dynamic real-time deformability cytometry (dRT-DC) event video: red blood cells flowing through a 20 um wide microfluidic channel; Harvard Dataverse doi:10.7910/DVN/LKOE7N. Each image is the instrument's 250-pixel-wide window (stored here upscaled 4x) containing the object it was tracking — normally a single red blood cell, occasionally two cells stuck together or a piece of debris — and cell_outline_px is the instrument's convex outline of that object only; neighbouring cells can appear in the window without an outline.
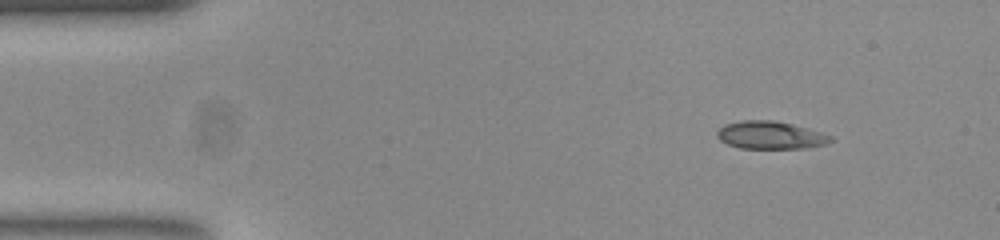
{"species": "common noctule bat (a hibernating species)", "species_latin": "Nyctalus noctula", "temperature_condition": "room temperature", "stored_images_in_passage": 41, "camera_frame_rate_fps": 3000, "um_per_image_px": 0.085, "animal": {"sex": "female", "body_mass_g": 23.0, "forearm_length_mm": 53.4}, "frame": {"image": 1, "passage_image": 1, "time_ms": 0.0, "image_size_px": [1000, 240], "cell_outline_px": [[832, 140], [824, 144], [808, 148], [740, 148], [728, 144], [720, 140], [716, 136], [716, 132], [724, 124], [740, 120], [772, 120], [792, 124], [820, 132], [832, 136]], "centroid_in_image_um": [65.44, 11.48], "position_along_channel_um": 19.6, "area_um2": 18.26}}
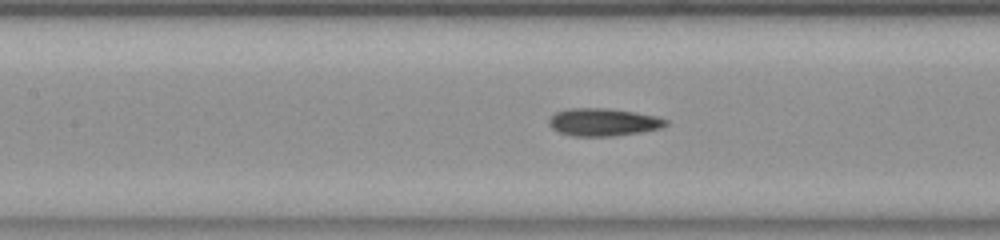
{"frame": {"image": 2, "passage_image": 18, "time_ms": 5.667, "image_size_px": [1000, 240], "cell_outline_px": [[668, 124], [660, 128], [640, 132], [612, 136], [572, 136], [560, 132], [552, 128], [548, 124], [548, 120], [556, 112], [568, 108], [608, 108], [636, 112], [656, 116], [668, 120]], "centroid_in_image_um": [51.27, 10.37], "position_along_channel_um": 156.1, "area_um2": 18.84}}
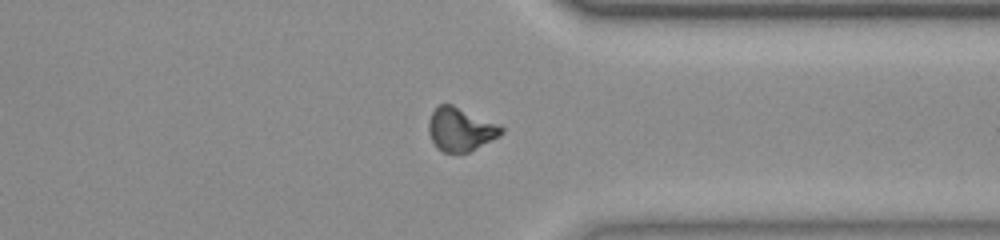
{"frame": {"image": 3, "passage_image": 35, "time_ms": 11.333, "image_size_px": [1000, 240], "cell_outline_px": [[504, 132], [500, 136], [468, 152], [444, 152], [436, 148], [428, 132], [428, 120], [432, 112], [440, 104], [452, 104], [500, 124], [504, 128]], "centroid_in_image_um": [39.15, 10.98], "position_along_channel_um": 372.3, "area_um2": 18.5}}